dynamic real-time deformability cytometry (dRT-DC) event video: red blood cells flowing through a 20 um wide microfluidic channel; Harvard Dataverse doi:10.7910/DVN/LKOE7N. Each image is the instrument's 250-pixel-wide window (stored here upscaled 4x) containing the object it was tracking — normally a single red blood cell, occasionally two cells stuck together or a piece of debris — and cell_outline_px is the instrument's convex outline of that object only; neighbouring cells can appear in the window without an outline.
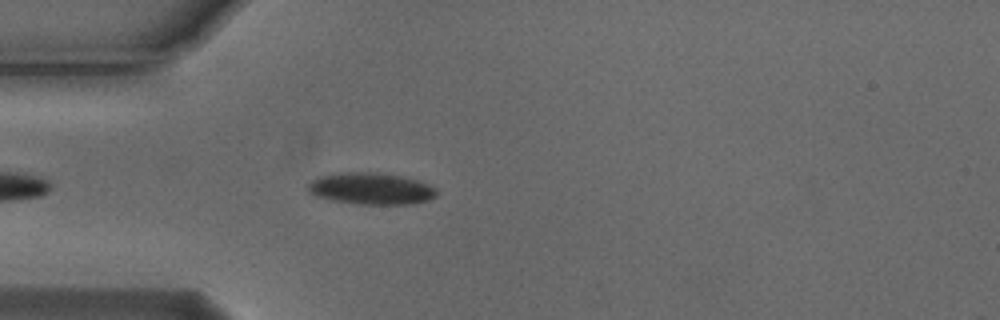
{"species": "Egyptian fruit bat (a non-hibernating species)", "species_latin": "Rousettus aegyptiacus", "temperature_condition": "cold", "stored_images_in_passage": 4, "camera_frame_rate_fps": 3000, "um_per_image_px": 0.085, "animal": {"sex": "male"}, "frame": {"image": 1, "passage_image": 4, "time_ms": 1.0, "image_size_px": [1000, 320], "cell_outline_px": [[436, 196], [428, 200], [412, 204], [356, 204], [332, 200], [316, 196], [308, 192], [308, 184], [312, 180], [320, 176], [344, 172], [376, 172], [404, 176], [428, 184], [436, 188]], "centroid_in_image_um": [31.54, 16.03], "position_along_channel_um": 53.5, "area_um2": 23.81}}